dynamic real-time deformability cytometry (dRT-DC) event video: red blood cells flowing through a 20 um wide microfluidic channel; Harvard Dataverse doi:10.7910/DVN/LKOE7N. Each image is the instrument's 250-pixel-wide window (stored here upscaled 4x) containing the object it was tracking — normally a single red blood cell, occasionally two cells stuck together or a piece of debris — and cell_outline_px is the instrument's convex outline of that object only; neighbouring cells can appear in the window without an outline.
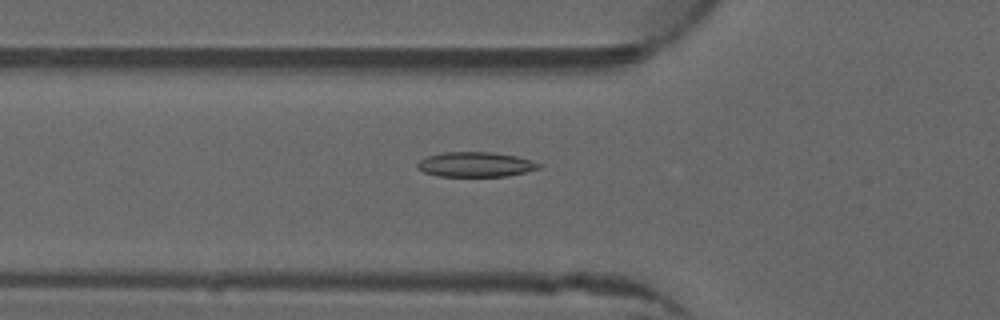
{"species": "common noctule bat (a hibernating species)", "species_latin": "Nyctalus noctula", "temperature_condition": "warm", "stored_images_in_passage": 51, "camera_frame_rate_fps": 3000, "um_per_image_px": 0.085, "animal": {"sex": "male", "forearm_length_mm": 52.5}, "frame": {"image": 1, "passage_image": 18, "time_ms": 5.667, "image_size_px": [1000, 320], "cell_outline_px": [[540, 168], [508, 176], [440, 176], [424, 172], [416, 168], [416, 164], [420, 160], [428, 156], [444, 152], [492, 152], [516, 156], [532, 160], [540, 164]], "centroid_in_image_um": [40.41, 13.98], "position_along_channel_um": 85.4, "area_um2": 17.51}}
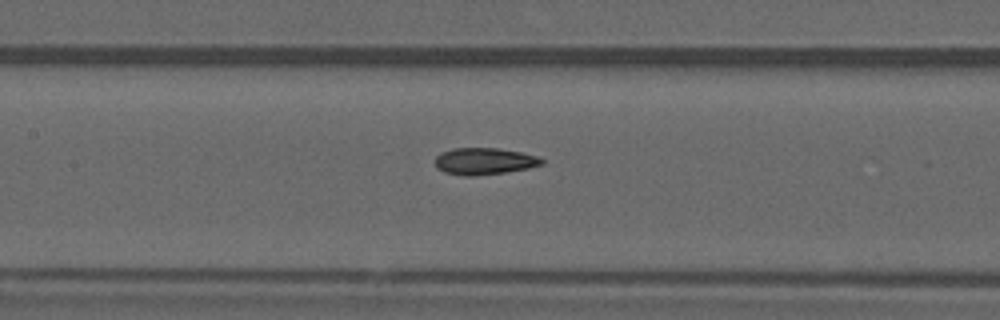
{"frame": {"image": 2, "passage_image": 24, "time_ms": 7.667, "image_size_px": [1000, 320], "cell_outline_px": [[544, 164], [528, 168], [504, 172], [472, 176], [464, 176], [444, 172], [436, 168], [436, 156], [440, 152], [452, 148], [496, 148], [520, 152], [536, 156], [544, 160]], "centroid_in_image_um": [41.13, 13.7], "position_along_channel_um": 166.3, "area_um2": 16.59}}
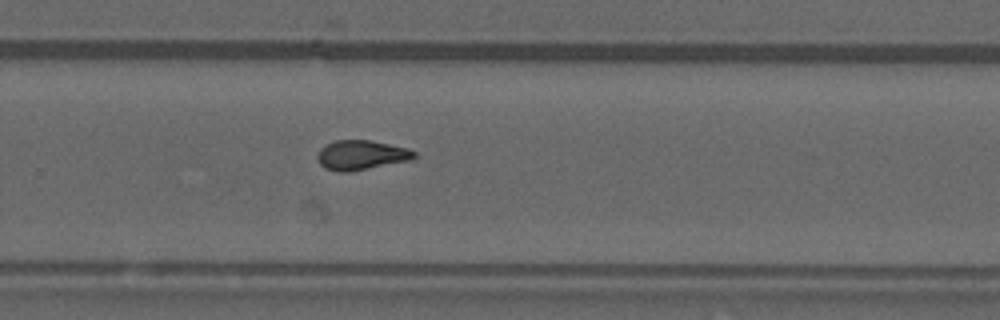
{"frame": {"image": 3, "passage_image": 34, "time_ms": 11.0, "image_size_px": [1000, 320], "cell_outline_px": [[416, 156], [412, 160], [348, 172], [340, 172], [324, 168], [320, 164], [316, 156], [320, 148], [332, 140], [368, 140], [408, 148], [416, 152]], "centroid_in_image_um": [30.69, 13.18], "position_along_channel_um": 299.1, "area_um2": 16.76}, "authors_computed_cell_mechanics": {"area_um2": 16.762, "velocity_mm_per_s": 3.9992, "shape_relaxation_time_tau1_ms": 8.4565, "shape_relaxation_time_tau2_ms": 2.6851, "deformation_change_tau1": 0.206, "deformation_change_tau2": 0.1007}}